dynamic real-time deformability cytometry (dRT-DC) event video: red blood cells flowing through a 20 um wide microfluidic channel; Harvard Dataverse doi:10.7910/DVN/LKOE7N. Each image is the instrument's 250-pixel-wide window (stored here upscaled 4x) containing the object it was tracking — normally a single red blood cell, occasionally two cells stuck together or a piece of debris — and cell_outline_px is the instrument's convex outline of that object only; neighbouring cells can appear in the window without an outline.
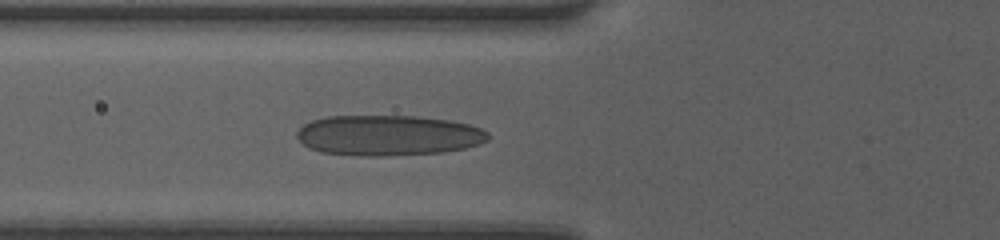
{"species": "human", "species_latin": "Homo sapiens", "temperature_condition": "room temperature", "stored_images_in_passage": 9, "camera_frame_rate_fps": 3000, "um_per_image_px": 0.085, "donor": {"sex": "female"}, "frame": {"image": 1, "passage_image": 9, "time_ms": 2.667, "image_size_px": [1000, 240], "cell_outline_px": [[488, 140], [480, 144], [464, 148], [444, 152], [380, 156], [368, 156], [320, 152], [308, 148], [296, 136], [296, 132], [304, 124], [312, 120], [324, 116], [416, 116], [448, 120], [468, 124], [480, 128], [488, 132]], "centroid_in_image_um": [32.98, 11.5], "position_along_channel_um": 92.8, "area_um2": 45.08}}